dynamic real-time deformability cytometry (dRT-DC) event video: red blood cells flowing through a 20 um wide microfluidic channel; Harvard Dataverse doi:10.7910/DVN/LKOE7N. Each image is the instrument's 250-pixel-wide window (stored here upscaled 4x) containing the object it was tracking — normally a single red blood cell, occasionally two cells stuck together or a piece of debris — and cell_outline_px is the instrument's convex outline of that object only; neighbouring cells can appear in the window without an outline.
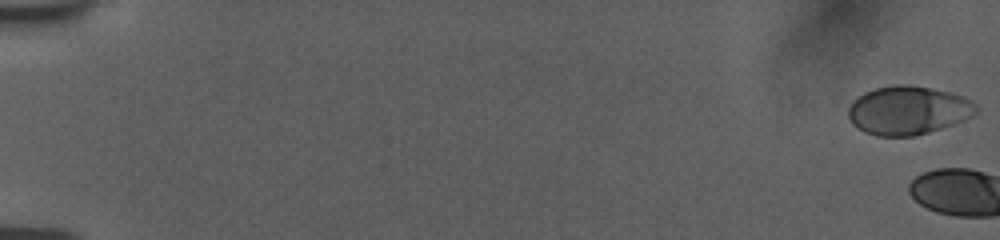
{"species": "human", "species_latin": "Homo sapiens", "temperature_condition": "room temperature", "stored_images_in_passage": 3, "camera_frame_rate_fps": 3000, "um_per_image_px": 0.085, "donor": {"sex": "female"}, "frame": {"image": 1, "passage_image": 1, "time_ms": 0.0, "image_size_px": [1000, 240], "cell_outline_px": [[980, 108], [972, 116], [964, 120], [928, 132], [912, 136], [876, 136], [864, 132], [856, 128], [852, 124], [848, 116], [848, 108], [852, 100], [864, 92], [876, 88], [896, 84], [908, 84], [932, 88], [952, 92], [964, 96], [976, 104]], "centroid_in_image_um": [77.17, 9.37], "position_along_channel_um": 7.8, "area_um2": 36.53}}